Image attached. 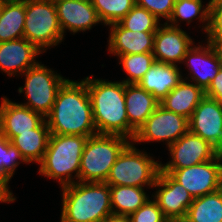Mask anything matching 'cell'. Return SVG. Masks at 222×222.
Instances as JSON below:
<instances>
[{
    "label": "cell",
    "mask_w": 222,
    "mask_h": 222,
    "mask_svg": "<svg viewBox=\"0 0 222 222\" xmlns=\"http://www.w3.org/2000/svg\"><path fill=\"white\" fill-rule=\"evenodd\" d=\"M45 119L51 134L84 137L97 134L86 82L67 79Z\"/></svg>",
    "instance_id": "obj_1"
},
{
    "label": "cell",
    "mask_w": 222,
    "mask_h": 222,
    "mask_svg": "<svg viewBox=\"0 0 222 222\" xmlns=\"http://www.w3.org/2000/svg\"><path fill=\"white\" fill-rule=\"evenodd\" d=\"M83 80L90 97L97 133L121 135L129 139L124 82L96 79L93 75Z\"/></svg>",
    "instance_id": "obj_2"
},
{
    "label": "cell",
    "mask_w": 222,
    "mask_h": 222,
    "mask_svg": "<svg viewBox=\"0 0 222 222\" xmlns=\"http://www.w3.org/2000/svg\"><path fill=\"white\" fill-rule=\"evenodd\" d=\"M61 190L60 222H103L112 214L110 186L105 182H76Z\"/></svg>",
    "instance_id": "obj_3"
},
{
    "label": "cell",
    "mask_w": 222,
    "mask_h": 222,
    "mask_svg": "<svg viewBox=\"0 0 222 222\" xmlns=\"http://www.w3.org/2000/svg\"><path fill=\"white\" fill-rule=\"evenodd\" d=\"M87 139L81 135L50 134L46 152L39 164V174L58 180L60 187L79 182L81 156Z\"/></svg>",
    "instance_id": "obj_4"
},
{
    "label": "cell",
    "mask_w": 222,
    "mask_h": 222,
    "mask_svg": "<svg viewBox=\"0 0 222 222\" xmlns=\"http://www.w3.org/2000/svg\"><path fill=\"white\" fill-rule=\"evenodd\" d=\"M130 142L121 135L97 133L88 137L81 156L79 182H105L118 155Z\"/></svg>",
    "instance_id": "obj_5"
},
{
    "label": "cell",
    "mask_w": 222,
    "mask_h": 222,
    "mask_svg": "<svg viewBox=\"0 0 222 222\" xmlns=\"http://www.w3.org/2000/svg\"><path fill=\"white\" fill-rule=\"evenodd\" d=\"M161 162L135 147L131 141L118 155L105 181L109 186L153 188Z\"/></svg>",
    "instance_id": "obj_6"
},
{
    "label": "cell",
    "mask_w": 222,
    "mask_h": 222,
    "mask_svg": "<svg viewBox=\"0 0 222 222\" xmlns=\"http://www.w3.org/2000/svg\"><path fill=\"white\" fill-rule=\"evenodd\" d=\"M23 38L43 53L63 41L54 0H25Z\"/></svg>",
    "instance_id": "obj_7"
},
{
    "label": "cell",
    "mask_w": 222,
    "mask_h": 222,
    "mask_svg": "<svg viewBox=\"0 0 222 222\" xmlns=\"http://www.w3.org/2000/svg\"><path fill=\"white\" fill-rule=\"evenodd\" d=\"M24 87L20 86L19 94L24 93L27 102L22 105L46 118L52 110L59 88L67 80L41 62L26 70Z\"/></svg>",
    "instance_id": "obj_8"
},
{
    "label": "cell",
    "mask_w": 222,
    "mask_h": 222,
    "mask_svg": "<svg viewBox=\"0 0 222 222\" xmlns=\"http://www.w3.org/2000/svg\"><path fill=\"white\" fill-rule=\"evenodd\" d=\"M181 184L193 198L213 193L222 183V157L182 169H161Z\"/></svg>",
    "instance_id": "obj_9"
},
{
    "label": "cell",
    "mask_w": 222,
    "mask_h": 222,
    "mask_svg": "<svg viewBox=\"0 0 222 222\" xmlns=\"http://www.w3.org/2000/svg\"><path fill=\"white\" fill-rule=\"evenodd\" d=\"M189 130L188 119L159 105L137 130L133 143L166 142L167 148Z\"/></svg>",
    "instance_id": "obj_10"
},
{
    "label": "cell",
    "mask_w": 222,
    "mask_h": 222,
    "mask_svg": "<svg viewBox=\"0 0 222 222\" xmlns=\"http://www.w3.org/2000/svg\"><path fill=\"white\" fill-rule=\"evenodd\" d=\"M153 199L170 222H182L193 202L192 195L168 173L159 171L153 189Z\"/></svg>",
    "instance_id": "obj_11"
},
{
    "label": "cell",
    "mask_w": 222,
    "mask_h": 222,
    "mask_svg": "<svg viewBox=\"0 0 222 222\" xmlns=\"http://www.w3.org/2000/svg\"><path fill=\"white\" fill-rule=\"evenodd\" d=\"M171 161L161 163V169H182L214 159V146L189 130L168 147Z\"/></svg>",
    "instance_id": "obj_12"
},
{
    "label": "cell",
    "mask_w": 222,
    "mask_h": 222,
    "mask_svg": "<svg viewBox=\"0 0 222 222\" xmlns=\"http://www.w3.org/2000/svg\"><path fill=\"white\" fill-rule=\"evenodd\" d=\"M207 45L202 44L192 45L183 58L182 64L185 63L188 75L192 79L185 77L183 79L196 84L204 91L208 88L215 76L218 74L219 69L222 67V55L217 45L206 41Z\"/></svg>",
    "instance_id": "obj_13"
},
{
    "label": "cell",
    "mask_w": 222,
    "mask_h": 222,
    "mask_svg": "<svg viewBox=\"0 0 222 222\" xmlns=\"http://www.w3.org/2000/svg\"><path fill=\"white\" fill-rule=\"evenodd\" d=\"M194 44L195 42L186 31L164 22L159 26L154 37L155 62L178 65L182 63L187 51Z\"/></svg>",
    "instance_id": "obj_14"
},
{
    "label": "cell",
    "mask_w": 222,
    "mask_h": 222,
    "mask_svg": "<svg viewBox=\"0 0 222 222\" xmlns=\"http://www.w3.org/2000/svg\"><path fill=\"white\" fill-rule=\"evenodd\" d=\"M188 125L190 132L217 149L222 144V104L205 96L192 113Z\"/></svg>",
    "instance_id": "obj_15"
},
{
    "label": "cell",
    "mask_w": 222,
    "mask_h": 222,
    "mask_svg": "<svg viewBox=\"0 0 222 222\" xmlns=\"http://www.w3.org/2000/svg\"><path fill=\"white\" fill-rule=\"evenodd\" d=\"M61 30L71 33L90 30L101 22L91 1L54 0Z\"/></svg>",
    "instance_id": "obj_16"
},
{
    "label": "cell",
    "mask_w": 222,
    "mask_h": 222,
    "mask_svg": "<svg viewBox=\"0 0 222 222\" xmlns=\"http://www.w3.org/2000/svg\"><path fill=\"white\" fill-rule=\"evenodd\" d=\"M45 118L30 108L7 97L1 99L0 104V133L9 140L20 133L31 132L37 128Z\"/></svg>",
    "instance_id": "obj_17"
},
{
    "label": "cell",
    "mask_w": 222,
    "mask_h": 222,
    "mask_svg": "<svg viewBox=\"0 0 222 222\" xmlns=\"http://www.w3.org/2000/svg\"><path fill=\"white\" fill-rule=\"evenodd\" d=\"M43 53L25 38L0 43V70L9 77L23 74L38 63Z\"/></svg>",
    "instance_id": "obj_18"
},
{
    "label": "cell",
    "mask_w": 222,
    "mask_h": 222,
    "mask_svg": "<svg viewBox=\"0 0 222 222\" xmlns=\"http://www.w3.org/2000/svg\"><path fill=\"white\" fill-rule=\"evenodd\" d=\"M110 28L108 51L120 55L153 52L156 32H138L123 28L118 22L108 25Z\"/></svg>",
    "instance_id": "obj_19"
},
{
    "label": "cell",
    "mask_w": 222,
    "mask_h": 222,
    "mask_svg": "<svg viewBox=\"0 0 222 222\" xmlns=\"http://www.w3.org/2000/svg\"><path fill=\"white\" fill-rule=\"evenodd\" d=\"M124 95L129 121V140L132 141L137 130L160 105V101L138 84L124 83Z\"/></svg>",
    "instance_id": "obj_20"
},
{
    "label": "cell",
    "mask_w": 222,
    "mask_h": 222,
    "mask_svg": "<svg viewBox=\"0 0 222 222\" xmlns=\"http://www.w3.org/2000/svg\"><path fill=\"white\" fill-rule=\"evenodd\" d=\"M179 69L175 64L154 62L138 85L161 101L183 80Z\"/></svg>",
    "instance_id": "obj_21"
},
{
    "label": "cell",
    "mask_w": 222,
    "mask_h": 222,
    "mask_svg": "<svg viewBox=\"0 0 222 222\" xmlns=\"http://www.w3.org/2000/svg\"><path fill=\"white\" fill-rule=\"evenodd\" d=\"M204 97L205 91L201 87L183 79L160 101V105L189 120Z\"/></svg>",
    "instance_id": "obj_22"
},
{
    "label": "cell",
    "mask_w": 222,
    "mask_h": 222,
    "mask_svg": "<svg viewBox=\"0 0 222 222\" xmlns=\"http://www.w3.org/2000/svg\"><path fill=\"white\" fill-rule=\"evenodd\" d=\"M50 130L46 119L31 132L20 133L10 142L20 151L24 161L40 164L46 152L50 137Z\"/></svg>",
    "instance_id": "obj_23"
},
{
    "label": "cell",
    "mask_w": 222,
    "mask_h": 222,
    "mask_svg": "<svg viewBox=\"0 0 222 222\" xmlns=\"http://www.w3.org/2000/svg\"><path fill=\"white\" fill-rule=\"evenodd\" d=\"M25 0H3L0 15V43L23 38Z\"/></svg>",
    "instance_id": "obj_24"
},
{
    "label": "cell",
    "mask_w": 222,
    "mask_h": 222,
    "mask_svg": "<svg viewBox=\"0 0 222 222\" xmlns=\"http://www.w3.org/2000/svg\"><path fill=\"white\" fill-rule=\"evenodd\" d=\"M182 222H222L221 191L194 198Z\"/></svg>",
    "instance_id": "obj_25"
},
{
    "label": "cell",
    "mask_w": 222,
    "mask_h": 222,
    "mask_svg": "<svg viewBox=\"0 0 222 222\" xmlns=\"http://www.w3.org/2000/svg\"><path fill=\"white\" fill-rule=\"evenodd\" d=\"M110 199L113 214L130 216L149 199V195L140 187L110 186Z\"/></svg>",
    "instance_id": "obj_26"
},
{
    "label": "cell",
    "mask_w": 222,
    "mask_h": 222,
    "mask_svg": "<svg viewBox=\"0 0 222 222\" xmlns=\"http://www.w3.org/2000/svg\"><path fill=\"white\" fill-rule=\"evenodd\" d=\"M202 0H176L171 18L167 22L173 27H180L179 21H186L189 25L194 18L203 23L202 29L207 33L209 27L210 2L204 7ZM204 7V8H203ZM171 23V24H170Z\"/></svg>",
    "instance_id": "obj_27"
},
{
    "label": "cell",
    "mask_w": 222,
    "mask_h": 222,
    "mask_svg": "<svg viewBox=\"0 0 222 222\" xmlns=\"http://www.w3.org/2000/svg\"><path fill=\"white\" fill-rule=\"evenodd\" d=\"M119 65H122L128 77L122 80L125 84H138L144 74L155 62L153 52L120 55Z\"/></svg>",
    "instance_id": "obj_28"
},
{
    "label": "cell",
    "mask_w": 222,
    "mask_h": 222,
    "mask_svg": "<svg viewBox=\"0 0 222 222\" xmlns=\"http://www.w3.org/2000/svg\"><path fill=\"white\" fill-rule=\"evenodd\" d=\"M91 2L105 26L119 22L136 4V0H91Z\"/></svg>",
    "instance_id": "obj_29"
},
{
    "label": "cell",
    "mask_w": 222,
    "mask_h": 222,
    "mask_svg": "<svg viewBox=\"0 0 222 222\" xmlns=\"http://www.w3.org/2000/svg\"><path fill=\"white\" fill-rule=\"evenodd\" d=\"M160 21L147 9L135 4L118 23L133 32H156L161 25Z\"/></svg>",
    "instance_id": "obj_30"
},
{
    "label": "cell",
    "mask_w": 222,
    "mask_h": 222,
    "mask_svg": "<svg viewBox=\"0 0 222 222\" xmlns=\"http://www.w3.org/2000/svg\"><path fill=\"white\" fill-rule=\"evenodd\" d=\"M21 162L27 164L22 158L20 151L5 135L0 133V176L10 181Z\"/></svg>",
    "instance_id": "obj_31"
},
{
    "label": "cell",
    "mask_w": 222,
    "mask_h": 222,
    "mask_svg": "<svg viewBox=\"0 0 222 222\" xmlns=\"http://www.w3.org/2000/svg\"><path fill=\"white\" fill-rule=\"evenodd\" d=\"M210 14L207 41L218 45L222 41V0H209Z\"/></svg>",
    "instance_id": "obj_32"
},
{
    "label": "cell",
    "mask_w": 222,
    "mask_h": 222,
    "mask_svg": "<svg viewBox=\"0 0 222 222\" xmlns=\"http://www.w3.org/2000/svg\"><path fill=\"white\" fill-rule=\"evenodd\" d=\"M131 222H170L163 211L158 207L157 202L150 198L130 216Z\"/></svg>",
    "instance_id": "obj_33"
},
{
    "label": "cell",
    "mask_w": 222,
    "mask_h": 222,
    "mask_svg": "<svg viewBox=\"0 0 222 222\" xmlns=\"http://www.w3.org/2000/svg\"><path fill=\"white\" fill-rule=\"evenodd\" d=\"M176 0H136V5L147 9L158 20L165 18L166 23L172 16Z\"/></svg>",
    "instance_id": "obj_34"
},
{
    "label": "cell",
    "mask_w": 222,
    "mask_h": 222,
    "mask_svg": "<svg viewBox=\"0 0 222 222\" xmlns=\"http://www.w3.org/2000/svg\"><path fill=\"white\" fill-rule=\"evenodd\" d=\"M205 96L217 100L222 104V67L205 90Z\"/></svg>",
    "instance_id": "obj_35"
},
{
    "label": "cell",
    "mask_w": 222,
    "mask_h": 222,
    "mask_svg": "<svg viewBox=\"0 0 222 222\" xmlns=\"http://www.w3.org/2000/svg\"><path fill=\"white\" fill-rule=\"evenodd\" d=\"M9 180L3 176H0V202L1 203H13L16 197L9 189Z\"/></svg>",
    "instance_id": "obj_36"
},
{
    "label": "cell",
    "mask_w": 222,
    "mask_h": 222,
    "mask_svg": "<svg viewBox=\"0 0 222 222\" xmlns=\"http://www.w3.org/2000/svg\"><path fill=\"white\" fill-rule=\"evenodd\" d=\"M103 222H131L129 216L120 214H110Z\"/></svg>",
    "instance_id": "obj_37"
},
{
    "label": "cell",
    "mask_w": 222,
    "mask_h": 222,
    "mask_svg": "<svg viewBox=\"0 0 222 222\" xmlns=\"http://www.w3.org/2000/svg\"><path fill=\"white\" fill-rule=\"evenodd\" d=\"M216 150L217 153L222 157V144Z\"/></svg>",
    "instance_id": "obj_38"
},
{
    "label": "cell",
    "mask_w": 222,
    "mask_h": 222,
    "mask_svg": "<svg viewBox=\"0 0 222 222\" xmlns=\"http://www.w3.org/2000/svg\"><path fill=\"white\" fill-rule=\"evenodd\" d=\"M217 47L220 50V53L222 55V41L217 45Z\"/></svg>",
    "instance_id": "obj_39"
},
{
    "label": "cell",
    "mask_w": 222,
    "mask_h": 222,
    "mask_svg": "<svg viewBox=\"0 0 222 222\" xmlns=\"http://www.w3.org/2000/svg\"><path fill=\"white\" fill-rule=\"evenodd\" d=\"M2 6H3V0H0V15H1V12H2Z\"/></svg>",
    "instance_id": "obj_40"
},
{
    "label": "cell",
    "mask_w": 222,
    "mask_h": 222,
    "mask_svg": "<svg viewBox=\"0 0 222 222\" xmlns=\"http://www.w3.org/2000/svg\"><path fill=\"white\" fill-rule=\"evenodd\" d=\"M220 191H221V194H222V183H221V186H220V189H219Z\"/></svg>",
    "instance_id": "obj_41"
},
{
    "label": "cell",
    "mask_w": 222,
    "mask_h": 222,
    "mask_svg": "<svg viewBox=\"0 0 222 222\" xmlns=\"http://www.w3.org/2000/svg\"><path fill=\"white\" fill-rule=\"evenodd\" d=\"M75 1H91V0H75Z\"/></svg>",
    "instance_id": "obj_42"
}]
</instances>
